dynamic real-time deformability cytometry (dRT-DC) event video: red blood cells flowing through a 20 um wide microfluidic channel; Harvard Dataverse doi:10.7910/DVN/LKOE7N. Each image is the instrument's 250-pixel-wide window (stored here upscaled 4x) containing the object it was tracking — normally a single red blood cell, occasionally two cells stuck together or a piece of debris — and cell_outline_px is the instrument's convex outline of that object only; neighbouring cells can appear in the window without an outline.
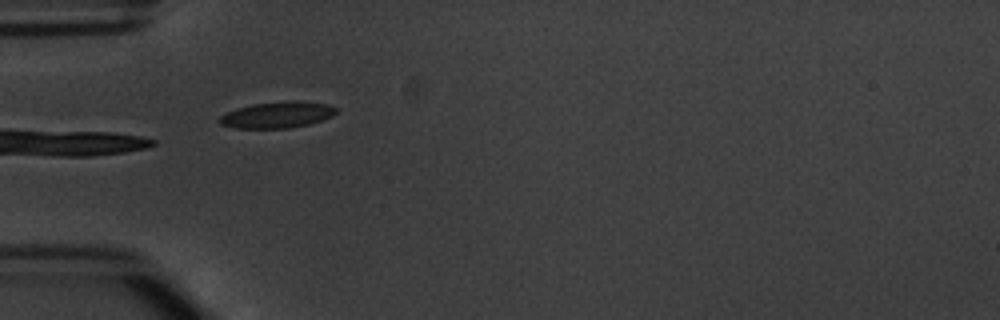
{"species": "common noctule bat (a hibernating species)", "species_latin": "Nyctalus noctula", "temperature_condition": "warm", "stored_images_in_passage": 5, "camera_frame_rate_fps": 3000, "um_per_image_px": 0.085, "animal": {"sex": "male", "body_mass_g": 20.1, "forearm_length_mm": 53.5}, "frame": {"image": 1, "passage_image": 5, "time_ms": 4.667, "image_size_px": [1000, 320], "cell_outline_px": [[336, 112], [332, 116], [308, 124], [288, 128], [236, 128], [220, 124], [216, 120], [220, 116], [236, 108], [252, 104], [292, 100], [300, 100], [328, 104], [336, 108]], "centroid_in_image_um": [23.54, 9.75], "position_along_channel_um": 61.5, "area_um2": 17.86}}